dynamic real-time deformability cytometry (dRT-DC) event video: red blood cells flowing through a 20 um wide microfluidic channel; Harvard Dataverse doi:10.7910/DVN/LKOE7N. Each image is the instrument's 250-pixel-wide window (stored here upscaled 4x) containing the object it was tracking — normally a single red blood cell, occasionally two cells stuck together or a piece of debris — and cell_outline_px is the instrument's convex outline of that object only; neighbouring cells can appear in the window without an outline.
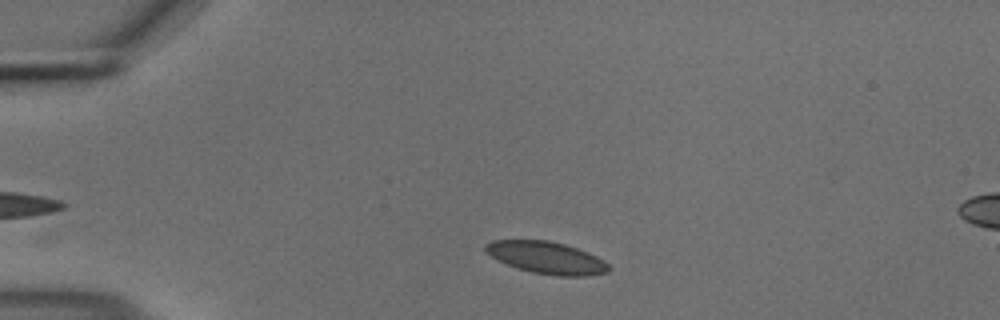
{"species": "common noctule bat (a hibernating species)", "species_latin": "Nyctalus noctula", "temperature_condition": "cold", "stored_images_in_passage": 36, "camera_frame_rate_fps": 3000, "um_per_image_px": 0.085, "animal": {"sex": "male", "body_mass_g": 18.8}, "frame": {"image": 1, "passage_image": 5, "time_ms": 1.333, "image_size_px": [1000, 320], "cell_outline_px": [[612, 268], [608, 272], [588, 276], [556, 276], [532, 272], [516, 268], [496, 260], [484, 252], [484, 244], [492, 240], [548, 240], [564, 244], [588, 252], [604, 260]], "centroid_in_image_um": [46.43, 21.91], "position_along_channel_um": 38.6, "area_um2": 23.35}}
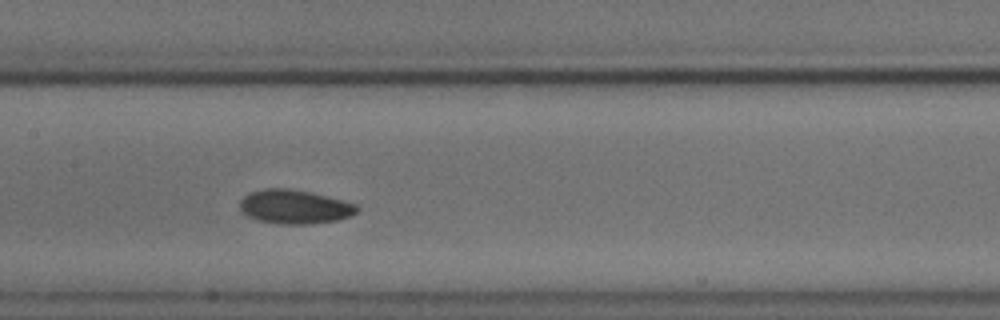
{"frame": {"image": 2, "passage_image": 20, "time_ms": 6.333, "image_size_px": [1000, 320], "cell_outline_px": [[360, 208], [356, 212], [348, 216], [336, 220], [312, 224], [280, 224], [256, 220], [248, 216], [240, 208], [240, 200], [248, 192], [264, 188], [288, 188], [312, 192], [360, 204]], "centroid_in_image_um": [25.05, 17.56], "position_along_channel_um": 182.3, "area_um2": 23.47}}
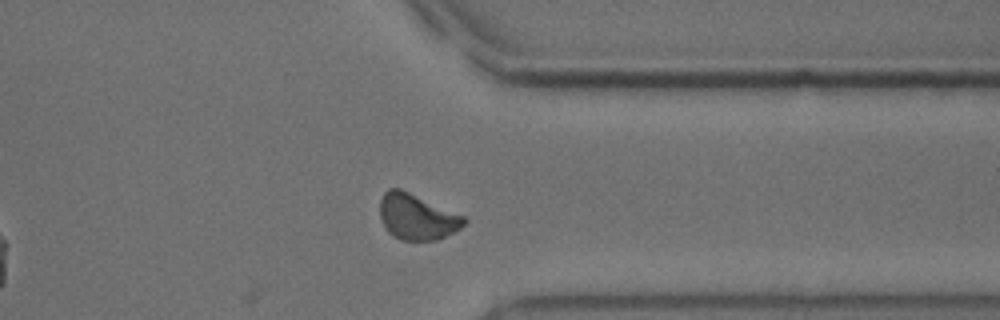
{"frame": {"image": 3, "passage_image": 36, "time_ms": 11.667, "image_size_px": [1000, 320], "cell_outline_px": [[468, 220], [460, 228], [436, 240], [400, 240], [388, 232], [380, 216], [380, 200], [384, 192], [388, 188], [400, 188], [464, 216]], "centroid_in_image_um": [35.42, 18.42], "position_along_channel_um": 376.0, "area_um2": 22.2}, "authors_computed_cell_mechanics": {"area_um2": 22.7154, "velocity_mm_per_s": 3.6605, "shape_relaxation_time_tau1_ms": 1.5164, "shape_relaxation_time_tau2_ms": 3.9018, "deformation_change_tau1": 0.0756, "deformation_change_tau2": 0.0647}}